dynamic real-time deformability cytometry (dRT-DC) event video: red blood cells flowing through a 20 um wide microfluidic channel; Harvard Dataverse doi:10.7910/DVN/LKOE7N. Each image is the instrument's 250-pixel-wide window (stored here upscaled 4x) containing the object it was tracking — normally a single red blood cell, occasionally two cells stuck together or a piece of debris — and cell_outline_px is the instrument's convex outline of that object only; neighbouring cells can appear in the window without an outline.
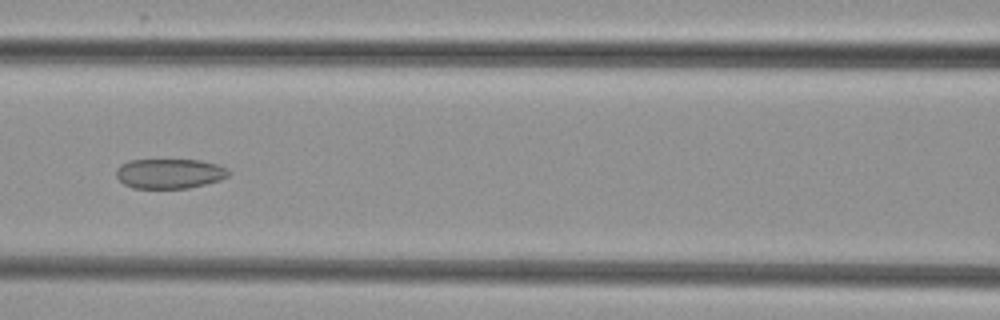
{"species": "common noctule bat (a hibernating species)", "species_latin": "Nyctalus noctula", "temperature_condition": "cold", "stored_images_in_passage": 7, "camera_frame_rate_fps": 3000, "um_per_image_px": 0.085, "animal": {"sex": "female", "body_mass_g": 29.2, "forearm_length_mm": 56.3}, "frame": {"image": 1, "passage_image": 7, "time_ms": 7.0, "image_size_px": [1000, 320], "cell_outline_px": [[228, 176], [220, 180], [188, 188], [132, 188], [124, 184], [116, 176], [116, 168], [120, 164], [128, 160], [200, 160], [220, 164], [228, 168]], "centroid_in_image_um": [14.4, 14.74], "position_along_channel_um": 152.2, "area_um2": 19.65}}